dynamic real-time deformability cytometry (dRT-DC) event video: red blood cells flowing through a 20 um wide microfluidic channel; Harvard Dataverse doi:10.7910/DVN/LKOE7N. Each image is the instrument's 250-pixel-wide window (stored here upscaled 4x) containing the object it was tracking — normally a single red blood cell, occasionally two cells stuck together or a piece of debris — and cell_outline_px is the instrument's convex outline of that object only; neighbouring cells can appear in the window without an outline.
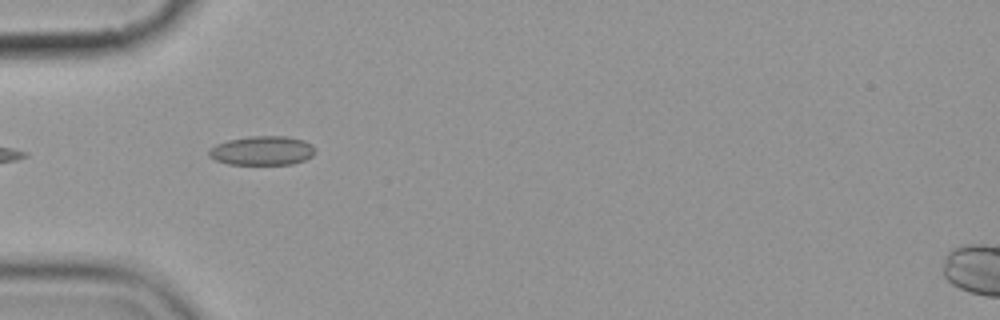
{"species": "common noctule bat (a hibernating species)", "species_latin": "Nyctalus noctula", "temperature_condition": "cold", "stored_images_in_passage": 8, "camera_frame_rate_fps": 3000, "um_per_image_px": 0.085, "animal": {"sex": "female", "body_mass_g": 19.9}, "frame": {"image": 1, "passage_image": 2, "time_ms": 1.0, "image_size_px": [1000, 320], "cell_outline_px": [[316, 152], [312, 156], [304, 160], [292, 164], [228, 164], [216, 160], [208, 156], [208, 148], [216, 144], [228, 140], [252, 136], [288, 136], [304, 140], [312, 144], [316, 148]], "centroid_in_image_um": [22.3, 12.8], "position_along_channel_um": 62.7, "area_um2": 18.21}}
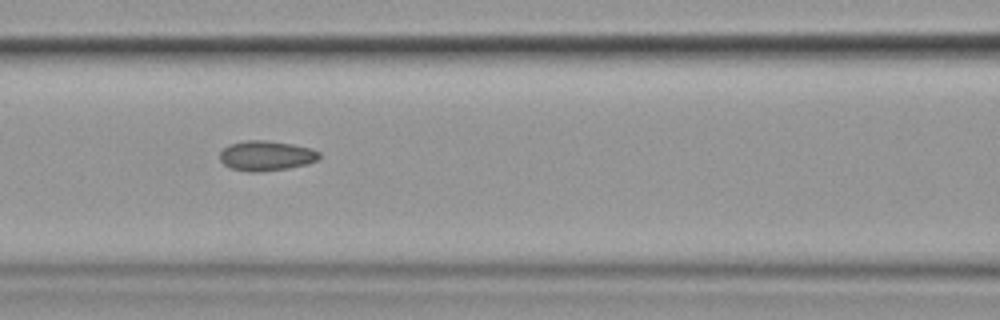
{"frame": {"image": 2, "passage_image": 4, "time_ms": 3.333, "image_size_px": [1000, 320], "cell_outline_px": [[320, 156], [316, 160], [308, 164], [288, 168], [256, 172], [248, 172], [228, 168], [220, 160], [220, 152], [228, 144], [244, 140], [268, 140], [292, 144], [312, 148], [320, 152]], "centroid_in_image_um": [22.61, 13.23], "position_along_channel_um": 144.0, "area_um2": 17.57}}
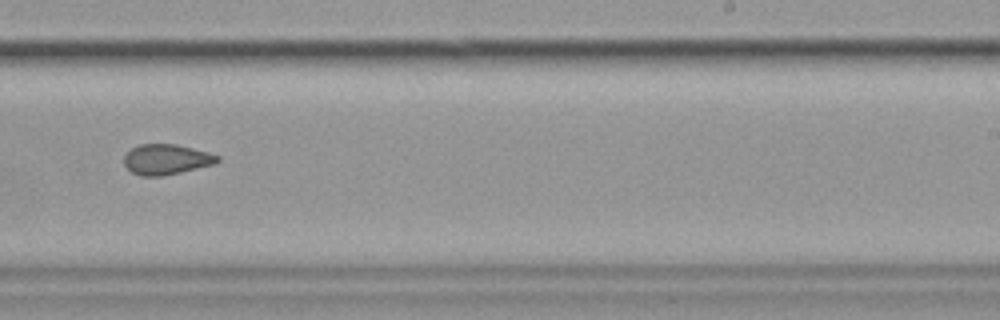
{"frame": {"image": 3, "passage_image": 7, "time_ms": 7.0, "image_size_px": [1000, 320], "cell_outline_px": [[220, 160], [216, 164], [180, 172], [160, 176], [140, 176], [132, 172], [124, 164], [124, 156], [132, 148], [140, 144], [176, 144], [208, 152], [220, 156]], "centroid_in_image_um": [14.16, 13.55], "position_along_channel_um": 274.8, "area_um2": 16.47}}